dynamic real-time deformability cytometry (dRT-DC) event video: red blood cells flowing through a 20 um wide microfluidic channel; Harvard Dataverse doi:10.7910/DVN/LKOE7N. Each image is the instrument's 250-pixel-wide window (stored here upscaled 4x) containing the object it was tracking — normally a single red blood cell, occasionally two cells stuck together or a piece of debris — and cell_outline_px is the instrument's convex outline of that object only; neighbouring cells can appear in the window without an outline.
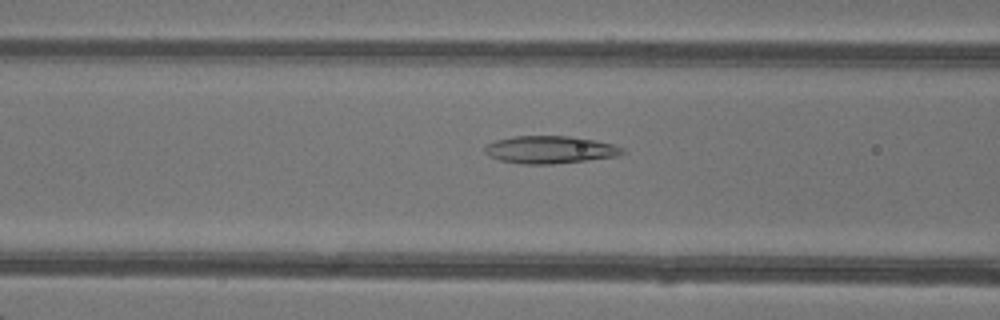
{"species": "common noctule bat (a hibernating species)", "species_latin": "Nyctalus noctula", "temperature_condition": "warm", "stored_images_in_passage": 31, "camera_frame_rate_fps": 3000, "um_per_image_px": 0.085, "animal": {"sex": "female"}, "frame": {"image": 1, "passage_image": 6, "time_ms": 1.667, "image_size_px": [1000, 320], "cell_outline_px": [[628, 152], [620, 156], [552, 164], [524, 164], [500, 160], [484, 152], [484, 148], [488, 144], [496, 140], [512, 136], [568, 136], [596, 140], [612, 144], [624, 148]], "centroid_in_image_um": [46.81, 12.72], "position_along_channel_um": 119.8, "area_um2": 22.08}}
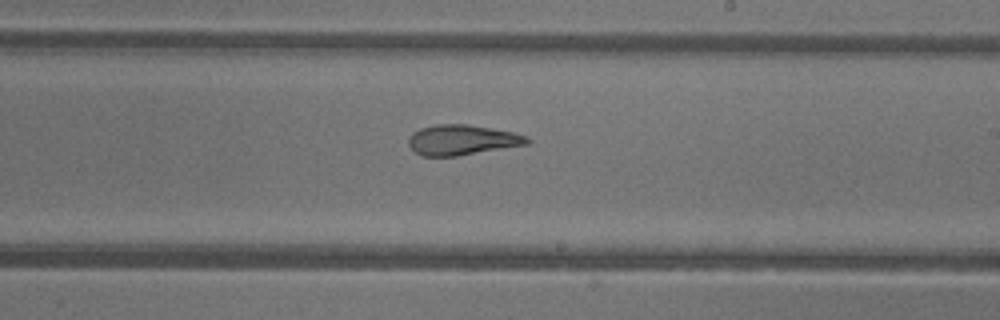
{"frame": {"image": 2, "passage_image": 15, "time_ms": 4.667, "image_size_px": [1000, 320], "cell_outline_px": [[532, 140], [528, 144], [456, 156], [424, 156], [416, 152], [408, 144], [408, 140], [412, 132], [420, 128], [436, 124], [468, 124], [492, 128], [512, 132], [524, 136]], "centroid_in_image_um": [39.25, 11.88], "position_along_channel_um": 249.7, "area_um2": 20.75}}
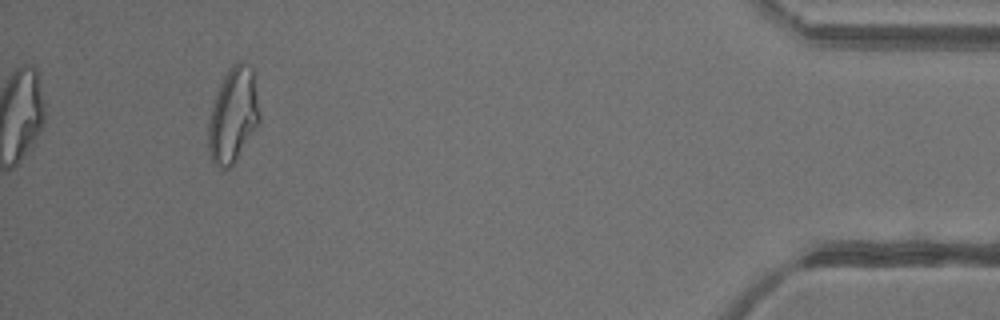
{"frame": {"image": 3, "passage_image": 31, "time_ms": 10.0, "image_size_px": [1000, 320], "cell_outline_px": [[260, 120], [236, 160], [228, 168], [220, 168], [212, 160], [208, 152], [208, 124], [212, 108], [220, 84], [228, 68], [232, 64], [240, 60], [252, 68], [260, 116]], "centroid_in_image_um": [19.8, 9.79], "position_along_channel_um": 415.4, "area_um2": 27.8}, "authors_computed_cell_mechanics": {"area_um2": 21.7328, "velocity_mm_per_s": 4.337, "shape_relaxation_time_tau1_ms": null, "shape_relaxation_time_tau2_ms": 2.9228, "deformation_change_tau1": null, "deformation_change_tau2": 0.0938}}